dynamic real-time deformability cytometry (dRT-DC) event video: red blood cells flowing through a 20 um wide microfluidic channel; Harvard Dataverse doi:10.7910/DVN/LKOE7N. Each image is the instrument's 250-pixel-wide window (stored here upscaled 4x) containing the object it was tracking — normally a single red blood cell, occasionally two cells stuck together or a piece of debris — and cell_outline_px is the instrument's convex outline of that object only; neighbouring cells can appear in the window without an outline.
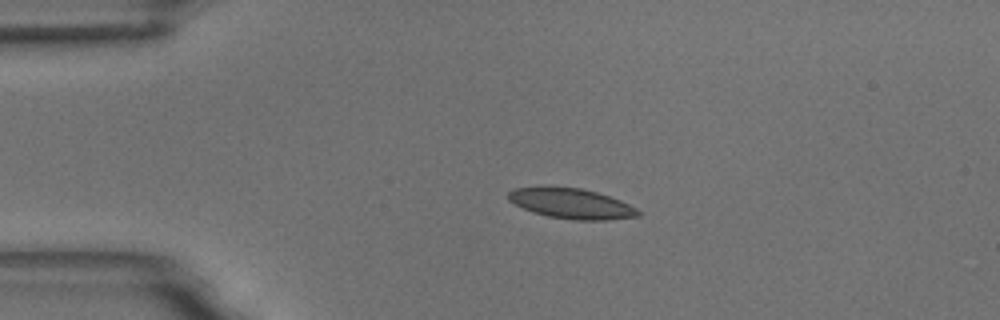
{"species": "common noctule bat (a hibernating species)", "species_latin": "Nyctalus noctula", "temperature_condition": "room temperature", "stored_images_in_passage": 44, "camera_frame_rate_fps": 3000, "um_per_image_px": 0.085, "animal": {"sex": "male", "body_mass_g": 18.8}, "frame": {"image": 1, "passage_image": 1, "time_ms": 0.0, "image_size_px": [1000, 320], "cell_outline_px": [[640, 216], [604, 220], [576, 220], [548, 216], [532, 212], [508, 200], [508, 192], [516, 188], [580, 188], [596, 192], [620, 200], [636, 208], [640, 212]], "centroid_in_image_um": [48.6, 17.32], "position_along_channel_um": 36.4, "area_um2": 22.25}}
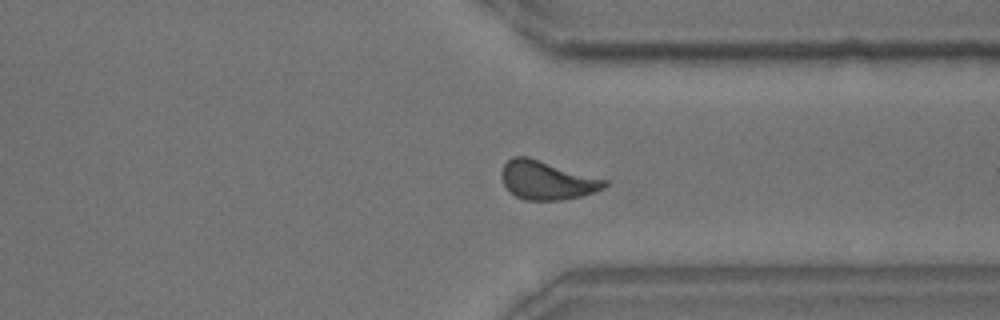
{"frame": {"image": 2, "passage_image": 31, "time_ms": 10.0, "image_size_px": [1000, 320], "cell_outline_px": [[608, 184], [604, 188], [580, 196], [560, 200], [524, 200], [516, 196], [504, 184], [500, 172], [504, 164], [512, 156], [528, 156], [608, 180]], "centroid_in_image_um": [46.48, 15.3], "position_along_channel_um": 364.9, "area_um2": 23.12}}
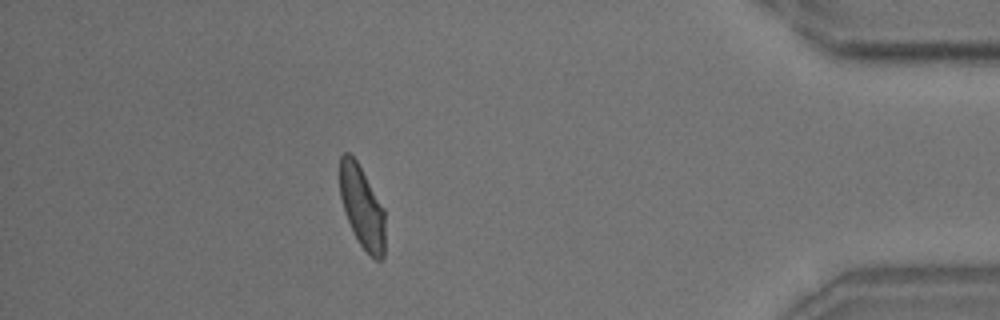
{"frame": {"image": 3, "passage_image": 38, "time_ms": 12.333, "image_size_px": [1000, 320], "cell_outline_px": [[384, 256], [380, 260], [376, 260], [360, 244], [344, 212], [340, 196], [340, 156], [344, 152], [348, 152], [356, 160], [384, 208]], "centroid_in_image_um": [30.77, 17.57], "position_along_channel_um": 404.4, "area_um2": 21.27}, "authors_computed_cell_mechanics": {"area_um2": 22.7154, "velocity_mm_per_s": 3.6401, "shape_relaxation_time_tau1_ms": 6.3843, "shape_relaxation_time_tau2_ms": 1.4214, "deformation_change_tau1": 0.1483, "deformation_change_tau2": 0.0717}}